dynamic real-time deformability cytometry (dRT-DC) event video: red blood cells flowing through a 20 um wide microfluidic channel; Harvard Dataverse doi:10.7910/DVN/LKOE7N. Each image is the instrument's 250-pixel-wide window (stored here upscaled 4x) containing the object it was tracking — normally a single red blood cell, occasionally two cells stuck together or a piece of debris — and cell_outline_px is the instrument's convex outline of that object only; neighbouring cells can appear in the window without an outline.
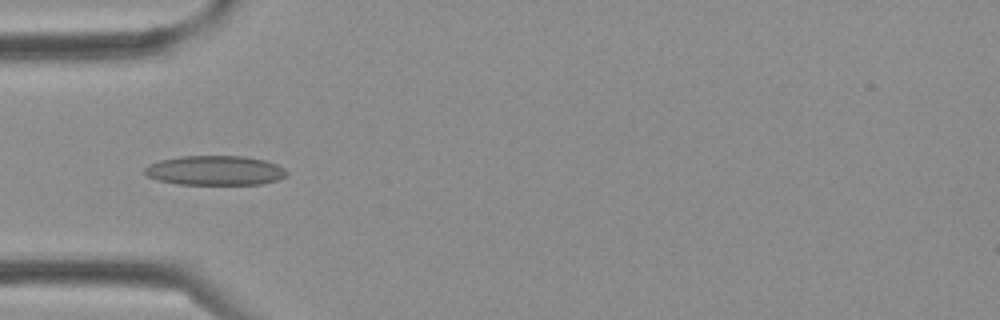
{"species": "Egyptian fruit bat (a non-hibernating species)", "species_latin": "Rousettus aegyptiacus", "temperature_condition": "cold", "stored_images_in_passage": 2, "camera_frame_rate_fps": 3000, "um_per_image_px": 0.085, "frame": {"image": 1, "passage_image": 2, "time_ms": 0.333, "image_size_px": [1000, 320], "cell_outline_px": [[288, 176], [276, 180], [260, 184], [176, 184], [156, 180], [148, 176], [144, 172], [144, 168], [148, 164], [160, 160], [180, 156], [244, 156], [264, 160], [276, 164], [284, 168], [288, 172]], "centroid_in_image_um": [18.26, 14.49], "position_along_channel_um": 66.7, "area_um2": 24.57}}